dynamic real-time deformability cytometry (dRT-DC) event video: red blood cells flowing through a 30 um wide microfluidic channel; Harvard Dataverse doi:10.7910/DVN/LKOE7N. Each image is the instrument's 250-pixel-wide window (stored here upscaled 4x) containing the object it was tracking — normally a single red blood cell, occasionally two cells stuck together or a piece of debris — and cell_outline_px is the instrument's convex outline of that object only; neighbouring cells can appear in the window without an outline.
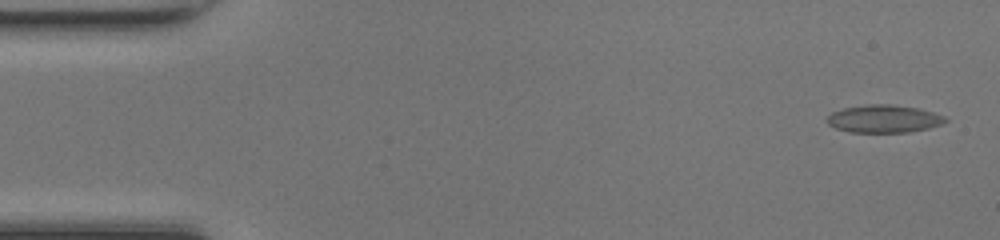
{"species": "common noctule bat (a hibernating species)", "species_latin": "Nyctalus noctula", "temperature_condition": "room temperature", "stored_images_in_passage": 49, "camera_frame_rate_fps": 3000, "um_per_image_px": 0.085, "animal": {"sex": "female", "body_mass_g": 17.0, "forearm_length_mm": 48.0}, "frame": {"image": 1, "passage_image": 2, "time_ms": 0.333, "image_size_px": [1000, 240], "cell_outline_px": [[948, 120], [940, 124], [928, 128], [908, 132], [848, 132], [836, 128], [828, 124], [828, 116], [832, 112], [844, 108], [868, 104], [892, 104], [916, 108], [932, 112], [944, 116]], "centroid_in_image_um": [75.11, 10.1], "position_along_channel_um": 9.9, "area_um2": 18.9}}
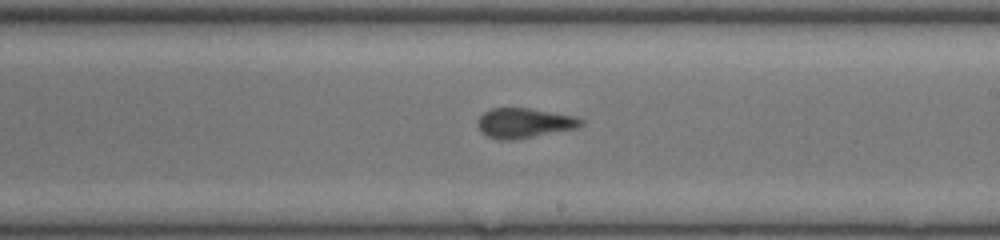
{"frame": {"image": 2, "passage_image": 28, "time_ms": 9.0, "image_size_px": [1000, 240], "cell_outline_px": [[584, 124], [580, 128], [516, 140], [500, 140], [488, 136], [480, 132], [476, 124], [476, 120], [484, 112], [492, 108], [532, 108], [576, 116], [584, 120]], "centroid_in_image_um": [44.59, 10.46], "position_along_channel_um": 244.4, "area_um2": 18.5}}
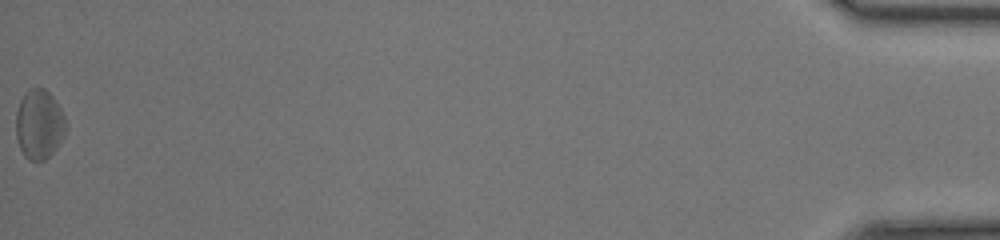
{"frame": {"image": 3, "passage_image": 49, "time_ms": 16.0, "image_size_px": [1000, 240], "cell_outline_px": [[64, 132], [56, 148], [44, 160], [36, 164], [28, 160], [24, 156], [20, 148], [16, 136], [16, 112], [20, 100], [24, 92], [28, 88], [44, 88], [52, 96], [60, 108], [64, 116]], "centroid_in_image_um": [3.28, 10.58], "position_along_channel_um": 431.9, "area_um2": 20.17}, "authors_computed_cell_mechanics": {"area_um2": 18.496, "velocity_mm_per_s": 4.2511, "shape_relaxation_time_tau1_ms": null, "shape_relaxation_time_tau2_ms": 1.096, "deformation_change_tau1": null, "deformation_change_tau2": 0.0722}}